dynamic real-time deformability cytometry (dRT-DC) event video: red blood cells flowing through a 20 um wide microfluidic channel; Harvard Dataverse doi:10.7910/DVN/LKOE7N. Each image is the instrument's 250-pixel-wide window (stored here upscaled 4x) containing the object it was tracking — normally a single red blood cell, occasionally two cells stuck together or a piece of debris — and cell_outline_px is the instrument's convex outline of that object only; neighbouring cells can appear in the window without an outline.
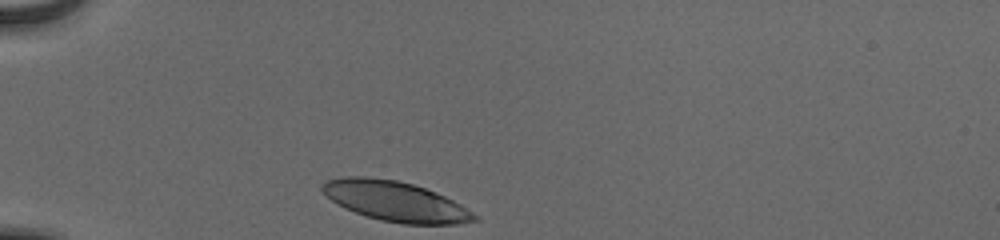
{"species": "human", "species_latin": "Homo sapiens", "temperature_condition": "cold", "stored_images_in_passage": 30, "camera_frame_rate_fps": 3000, "um_per_image_px": 0.085, "donor": {"sex": "male"}, "frame": {"image": 1, "passage_image": 1, "time_ms": 0.0, "image_size_px": [1000, 240], "cell_outline_px": [[480, 220], [456, 224], [400, 224], [380, 220], [344, 208], [336, 204], [320, 188], [320, 184], [328, 180], [344, 176], [368, 176], [396, 180], [412, 184], [436, 192], [460, 204], [480, 216]], "centroid_in_image_um": [33.62, 17.11], "position_along_channel_um": 51.4, "area_um2": 35.49}}
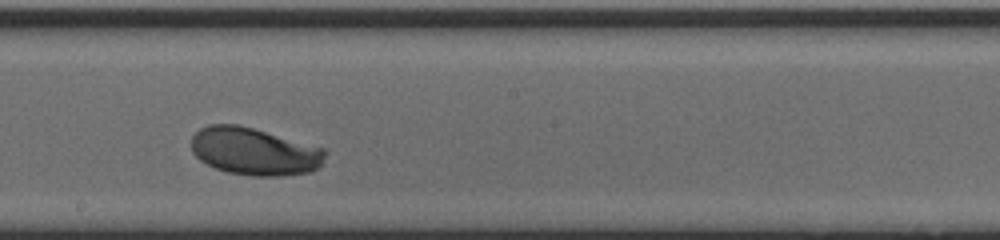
{"frame": {"image": 2, "passage_image": 17, "time_ms": 5.333, "image_size_px": [1000, 240], "cell_outline_px": [[324, 156], [320, 164], [316, 168], [308, 172], [284, 176], [252, 176], [228, 172], [216, 168], [200, 160], [192, 152], [192, 136], [200, 128], [208, 124], [240, 124], [324, 148]], "centroid_in_image_um": [21.58, 12.86], "position_along_channel_um": 226.6, "area_um2": 36.88}}
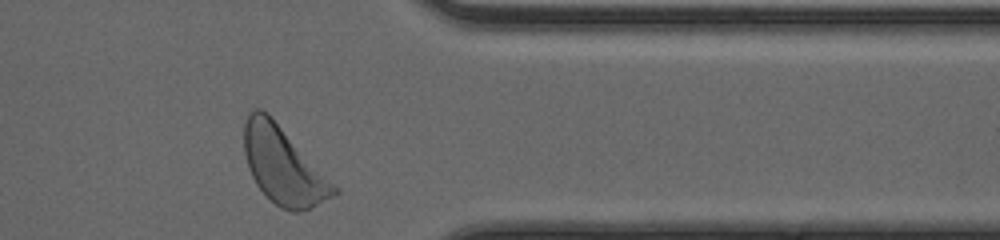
{"frame": {"image": 3, "passage_image": 30, "time_ms": 9.667, "image_size_px": [1000, 240], "cell_outline_px": [[340, 192], [308, 208], [296, 212], [292, 212], [280, 208], [256, 184], [248, 168], [244, 152], [244, 124], [248, 112], [256, 108], [260, 108], [268, 112], [272, 116], [340, 188]], "centroid_in_image_um": [24.08, 14.03], "position_along_channel_um": 387.3, "area_um2": 40.34}, "authors_computed_cell_mechanics": {"area_um2": 36.703, "velocity_mm_per_s": 3.8384, "shape_relaxation_time_tau1_ms": 1.5475, "shape_relaxation_time_tau2_ms": null, "deformation_change_tau1": 0.1068, "deformation_change_tau2": null}}